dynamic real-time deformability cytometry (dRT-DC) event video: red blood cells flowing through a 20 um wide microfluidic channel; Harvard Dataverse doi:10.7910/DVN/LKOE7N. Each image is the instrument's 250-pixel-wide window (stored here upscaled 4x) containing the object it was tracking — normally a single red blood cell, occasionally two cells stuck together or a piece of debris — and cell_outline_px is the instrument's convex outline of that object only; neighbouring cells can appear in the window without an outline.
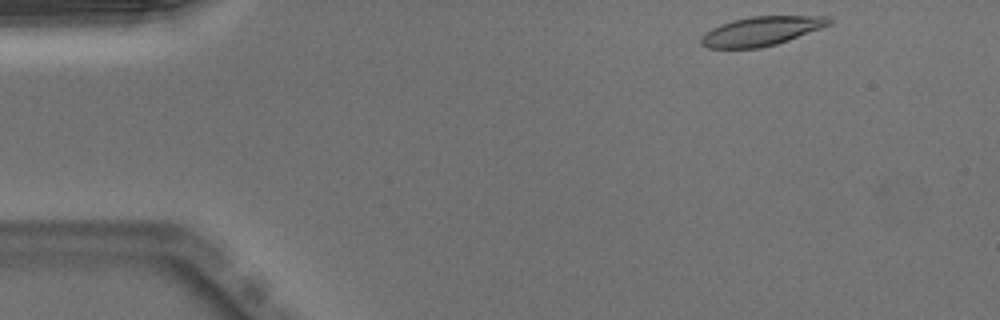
{"species": "Egyptian fruit bat (a non-hibernating species)", "species_latin": "Rousettus aegyptiacus", "temperature_condition": "warm", "stored_images_in_passage": 45, "camera_frame_rate_fps": 3000, "um_per_image_px": 0.085, "animal": {"sex": "male"}, "frame": {"image": 1, "passage_image": 1, "time_ms": 0.0, "image_size_px": [1000, 320], "cell_outline_px": [[832, 24], [788, 40], [776, 44], [760, 48], [708, 48], [700, 44], [700, 36], [704, 32], [720, 24], [732, 20], [752, 16], [828, 16], [832, 20]], "centroid_in_image_um": [64.68, 2.64], "position_along_channel_um": 20.3, "area_um2": 21.79}}
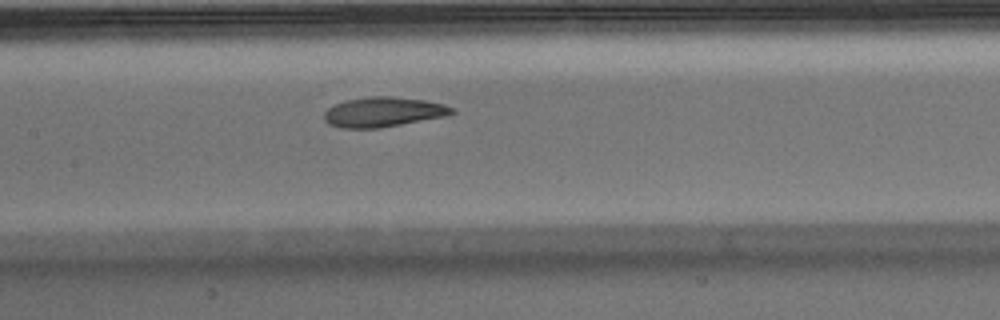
{"frame": {"image": 2, "passage_image": 19, "time_ms": 6.0, "image_size_px": [1000, 320], "cell_outline_px": [[456, 112], [444, 116], [380, 128], [340, 128], [328, 124], [324, 120], [324, 112], [332, 104], [348, 100], [372, 96], [392, 96], [424, 100], [444, 104], [456, 108]], "centroid_in_image_um": [32.56, 9.52], "position_along_channel_um": 174.8, "area_um2": 22.25}}
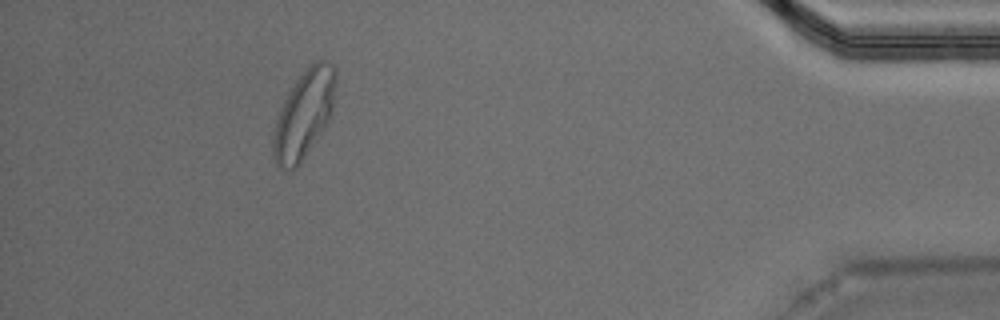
{"frame": {"image": 3, "passage_image": 41, "time_ms": 13.333, "image_size_px": [1000, 320], "cell_outline_px": [[336, 84], [332, 112], [304, 156], [296, 168], [284, 168], [276, 164], [272, 152], [272, 140], [276, 120], [284, 100], [288, 92], [296, 80], [316, 60], [324, 60], [332, 64], [336, 68]], "centroid_in_image_um": [25.83, 9.66], "position_along_channel_um": 409.4, "area_um2": 31.1}, "authors_computed_cell_mechanics": {"area_um2": 22.6576, "velocity_mm_per_s": 3.9617, "shape_relaxation_time_tau1_ms": 4.6332, "shape_relaxation_time_tau2_ms": 2.1258, "deformation_change_tau1": 0.1878, "deformation_change_tau2": 0.0896}}